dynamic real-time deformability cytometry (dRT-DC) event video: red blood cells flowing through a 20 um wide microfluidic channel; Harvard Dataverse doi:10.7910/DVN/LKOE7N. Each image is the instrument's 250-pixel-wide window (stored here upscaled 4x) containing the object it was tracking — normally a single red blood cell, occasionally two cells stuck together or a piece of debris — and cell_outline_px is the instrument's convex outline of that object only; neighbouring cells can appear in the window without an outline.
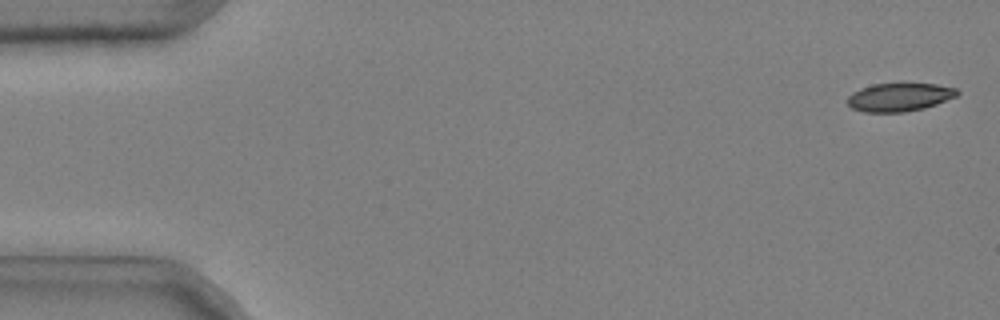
{"species": "common noctule bat (a hibernating species)", "species_latin": "Nyctalus noctula", "temperature_condition": "cold", "stored_images_in_passage": 49, "camera_frame_rate_fps": 3000, "um_per_image_px": 0.085, "animal": {"sex": "male", "body_mass_g": 20.4}, "frame": {"image": 1, "passage_image": 2, "time_ms": 0.333, "image_size_px": [1000, 320], "cell_outline_px": [[960, 92], [956, 96], [936, 104], [924, 108], [904, 112], [864, 112], [852, 108], [848, 104], [848, 96], [852, 92], [860, 88], [872, 84], [900, 80], [904, 80], [936, 84], [956, 88]], "centroid_in_image_um": [76.45, 8.19], "position_along_channel_um": 8.5, "area_um2": 18.96}}
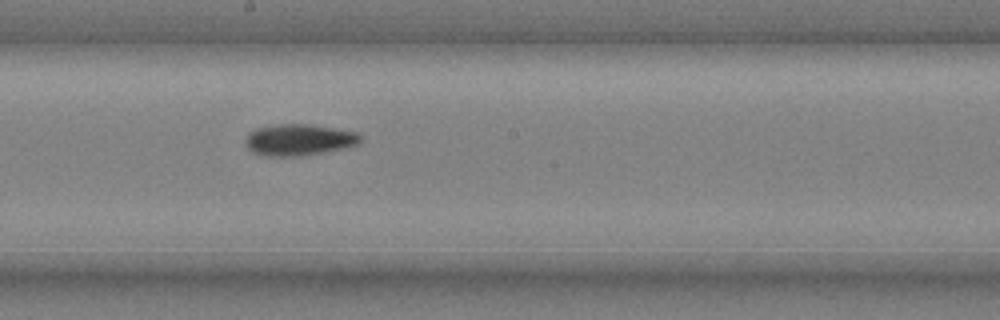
{"frame": {"image": 2, "passage_image": 30, "time_ms": 9.667, "image_size_px": [1000, 320], "cell_outline_px": [[364, 136], [360, 144], [348, 148], [304, 156], [268, 156], [252, 152], [248, 148], [244, 140], [248, 132], [256, 128], [280, 124], [308, 124], [356, 132]], "centroid_in_image_um": [25.45, 11.89], "position_along_channel_um": 222.7, "area_um2": 21.39}}
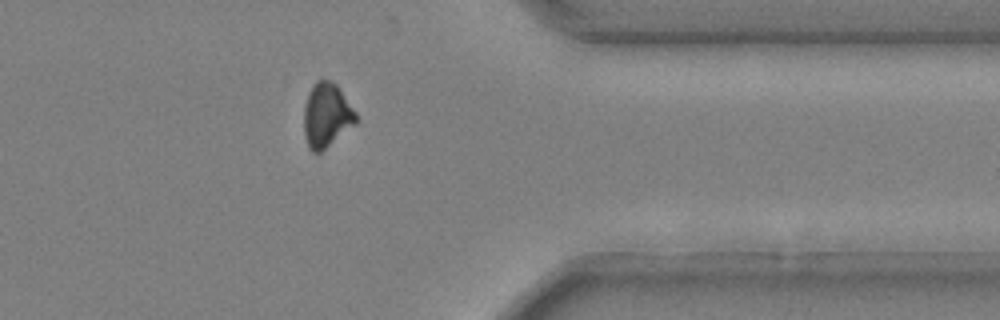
{"frame": {"image": 3, "passage_image": 44, "time_ms": 14.333, "image_size_px": [1000, 320], "cell_outline_px": [[360, 120], [356, 124], [320, 152], [312, 152], [308, 144], [304, 132], [304, 108], [308, 92], [316, 80], [332, 80], [336, 84], [356, 112]], "centroid_in_image_um": [27.78, 9.78], "position_along_channel_um": 383.6, "area_um2": 19.48}, "authors_computed_cell_mechanics": {"area_um2": 20.1722, "velocity_mm_per_s": 3.7092, "shape_relaxation_time_tau1_ms": 4.9913, "shape_relaxation_time_tau2_ms": null, "deformation_change_tau1": 0.1307, "deformation_change_tau2": null}}